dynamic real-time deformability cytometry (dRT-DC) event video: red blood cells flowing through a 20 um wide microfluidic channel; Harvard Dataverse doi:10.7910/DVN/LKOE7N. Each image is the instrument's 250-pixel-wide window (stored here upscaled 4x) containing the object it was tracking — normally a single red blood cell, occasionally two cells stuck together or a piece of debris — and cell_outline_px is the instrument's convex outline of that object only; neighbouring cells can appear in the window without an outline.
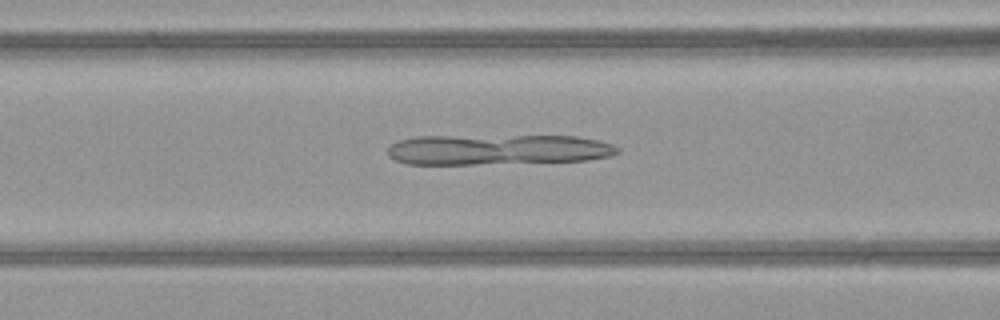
{"species": "common noctule bat (a hibernating species)", "species_latin": "Nyctalus noctula", "temperature_condition": "warm", "stored_images_in_passage": 49, "camera_frame_rate_fps": 3000, "um_per_image_px": 0.085, "animal": {"sex": "female", "body_mass_g": 21.9}, "frame": {"image": 1, "passage_image": 20, "time_ms": 6.333, "image_size_px": [1000, 320], "cell_outline_px": [[620, 152], [612, 156], [588, 160], [472, 164], [408, 164], [396, 160], [388, 156], [388, 148], [396, 140], [416, 136], [576, 136], [600, 140], [612, 144], [620, 148]], "centroid_in_image_um": [42.32, 12.71], "position_along_channel_um": 124.3, "area_um2": 40.92}}
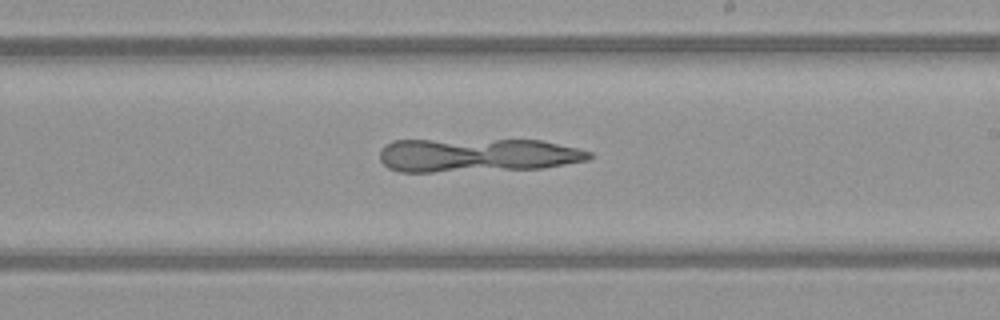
{"frame": {"image": 2, "passage_image": 29, "time_ms": 9.333, "image_size_px": [1000, 320], "cell_outline_px": [[592, 156], [588, 160], [544, 168], [432, 172], [400, 172], [388, 168], [380, 160], [380, 148], [384, 144], [392, 140], [540, 140], [576, 148], [592, 152]], "centroid_in_image_um": [40.51, 13.19], "position_along_channel_um": 248.5, "area_um2": 41.33}}
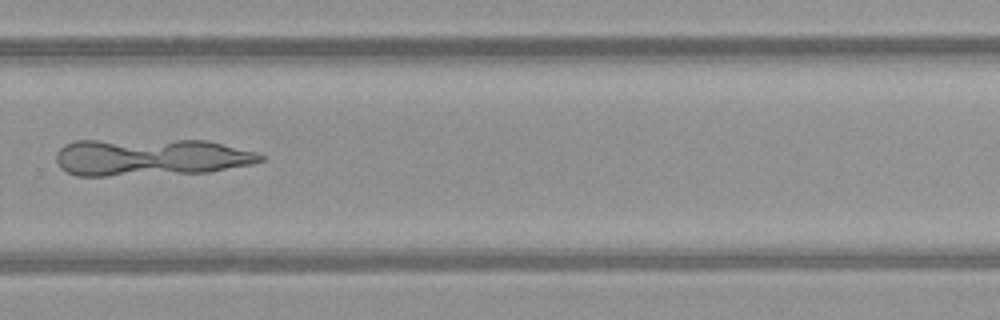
{"frame": {"image": 3, "passage_image": 34, "time_ms": 11.0, "image_size_px": [1000, 320], "cell_outline_px": [[264, 160], [252, 164], [208, 172], [104, 176], [76, 176], [60, 168], [56, 160], [56, 152], [64, 144], [76, 140], [208, 140], [256, 152], [264, 156]], "centroid_in_image_um": [12.77, 13.36], "position_along_channel_um": 317.0, "area_um2": 44.51}}